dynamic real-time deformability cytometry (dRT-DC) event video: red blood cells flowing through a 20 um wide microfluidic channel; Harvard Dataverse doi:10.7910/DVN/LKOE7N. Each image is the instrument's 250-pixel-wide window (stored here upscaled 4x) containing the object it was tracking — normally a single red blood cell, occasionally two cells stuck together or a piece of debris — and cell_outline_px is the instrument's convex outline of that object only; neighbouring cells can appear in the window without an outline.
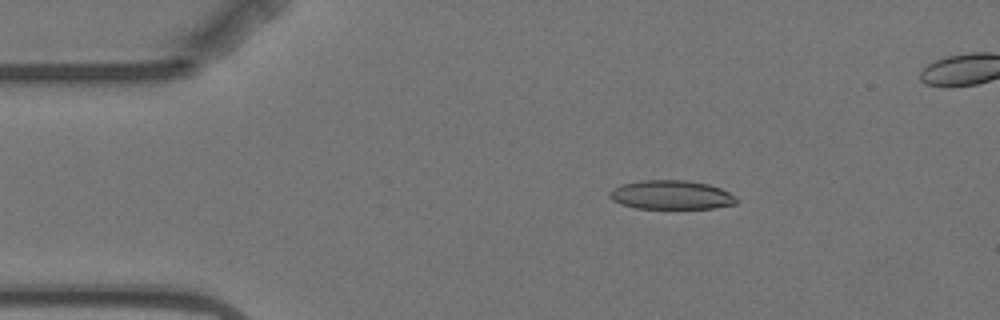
{"species": "Egyptian fruit bat (a non-hibernating species)", "species_latin": "Rousettus aegyptiacus", "temperature_condition": "warm", "stored_images_in_passage": 7, "camera_frame_rate_fps": 3000, "um_per_image_px": 0.085, "animal": {"sex": "female"}, "frame": {"image": 1, "passage_image": 3, "time_ms": 2.333, "image_size_px": [1000, 320], "cell_outline_px": [[736, 204], [716, 208], [636, 208], [620, 204], [612, 200], [608, 196], [608, 192], [612, 188], [620, 184], [640, 180], [684, 180], [708, 184], [720, 188], [736, 196]], "centroid_in_image_um": [57.01, 16.56], "position_along_channel_um": 28.0, "area_um2": 21.56}}
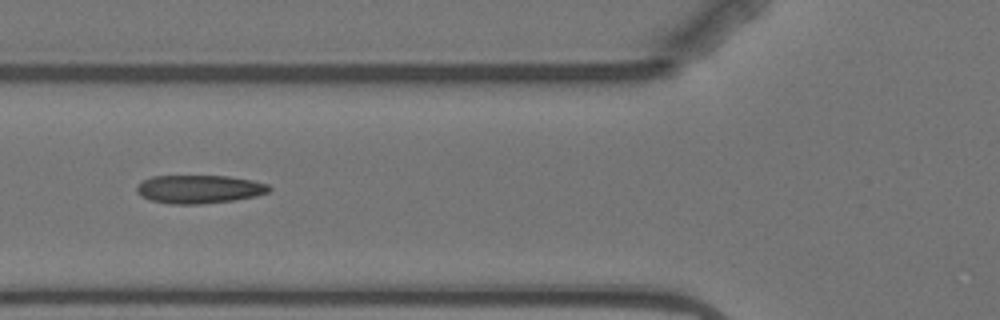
{"frame": {"image": 2, "passage_image": 6, "time_ms": 6.0, "image_size_px": [1000, 320], "cell_outline_px": [[272, 188], [268, 192], [256, 196], [236, 200], [200, 204], [168, 204], [148, 200], [140, 196], [136, 192], [136, 188], [144, 180], [152, 176], [228, 176], [252, 180], [268, 184]], "centroid_in_image_um": [16.93, 16.09], "position_along_channel_um": 108.9, "area_um2": 22.02}}
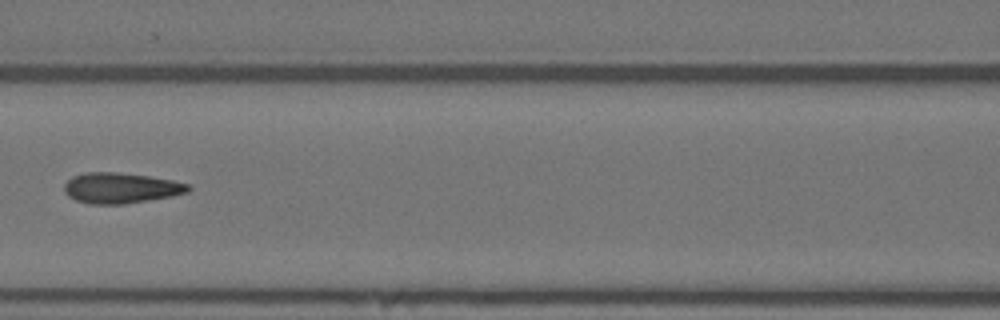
{"frame": {"image": 3, "passage_image": 7, "time_ms": 7.333, "image_size_px": [1000, 320], "cell_outline_px": [[192, 188], [188, 192], [172, 196], [124, 204], [88, 204], [76, 200], [68, 196], [64, 192], [64, 184], [72, 176], [88, 172], [116, 172], [148, 176], [172, 180], [188, 184]], "centroid_in_image_um": [10.25, 15.98], "position_along_channel_um": 156.4, "area_um2": 22.08}}